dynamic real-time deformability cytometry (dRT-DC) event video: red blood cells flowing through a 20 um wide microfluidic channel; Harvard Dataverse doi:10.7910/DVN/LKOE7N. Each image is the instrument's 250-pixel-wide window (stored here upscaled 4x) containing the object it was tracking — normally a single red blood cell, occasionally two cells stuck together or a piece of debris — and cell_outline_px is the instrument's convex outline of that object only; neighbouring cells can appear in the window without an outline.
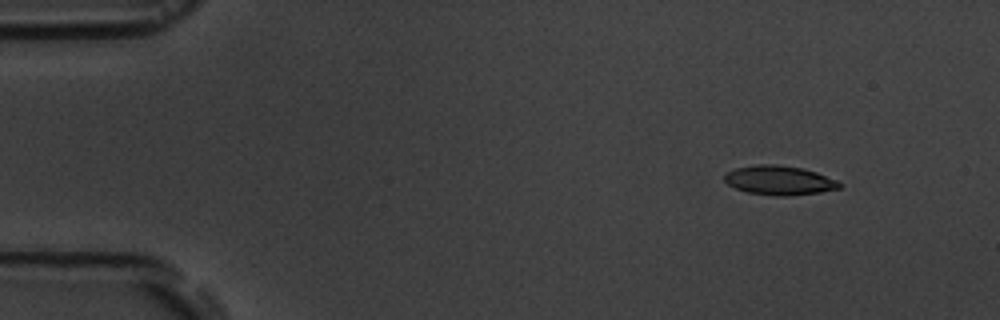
{"species": "common noctule bat (a hibernating species)", "species_latin": "Nyctalus noctula", "temperature_condition": "room temperature", "stored_images_in_passage": 5, "camera_frame_rate_fps": 3000, "um_per_image_px": 0.085, "animal": {"sex": "male", "body_mass_g": 19.5, "forearm_length_mm": 54.6}, "frame": {"image": 1, "passage_image": 2, "time_ms": 1.0, "image_size_px": [1000, 320], "cell_outline_px": [[844, 184], [840, 188], [820, 192], [788, 196], [776, 196], [748, 192], [736, 188], [728, 184], [724, 180], [724, 176], [728, 172], [736, 168], [756, 164], [776, 164], [804, 168], [840, 180]], "centroid_in_image_um": [66.3, 15.32], "position_along_channel_um": 18.7, "area_um2": 19.77}}
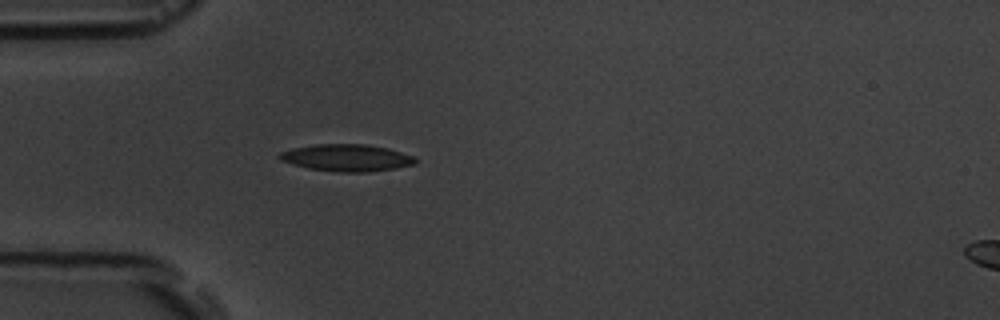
{"frame": {"image": 2, "passage_image": 5, "time_ms": 4.333, "image_size_px": [1000, 320], "cell_outline_px": [[416, 164], [396, 168], [368, 172], [340, 172], [308, 168], [292, 164], [280, 160], [276, 156], [280, 152], [292, 148], [312, 144], [364, 144], [388, 148], [412, 156], [416, 160]], "centroid_in_image_um": [29.42, 13.41], "position_along_channel_um": 55.6, "area_um2": 21.39}}